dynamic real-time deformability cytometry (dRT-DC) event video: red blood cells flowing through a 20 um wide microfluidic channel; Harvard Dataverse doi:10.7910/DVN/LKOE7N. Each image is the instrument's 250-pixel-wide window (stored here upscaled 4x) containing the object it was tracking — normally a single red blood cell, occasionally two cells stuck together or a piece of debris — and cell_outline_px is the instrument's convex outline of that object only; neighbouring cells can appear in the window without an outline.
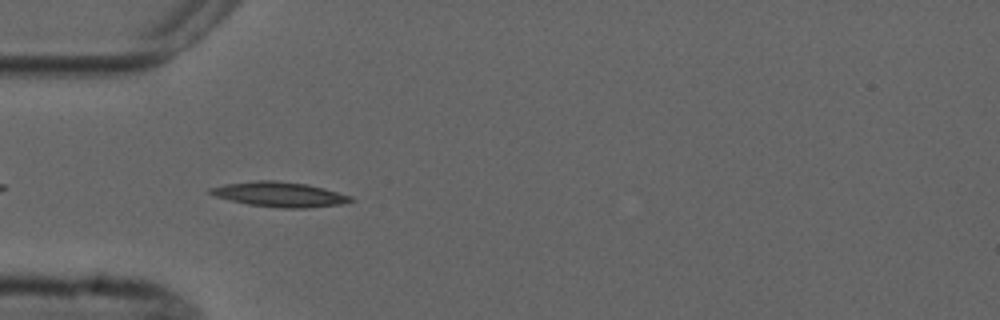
{"species": "common noctule bat (a hibernating species)", "species_latin": "Nyctalus noctula", "temperature_condition": "cold", "stored_images_in_passage": 5, "camera_frame_rate_fps": 3000, "um_per_image_px": 0.085, "animal": {"sex": "male", "forearm_length_mm": 52.5}, "frame": {"image": 1, "passage_image": 4, "time_ms": 3.333, "image_size_px": [1000, 320], "cell_outline_px": [[356, 200], [340, 204], [308, 208], [284, 208], [248, 204], [216, 196], [208, 192], [208, 188], [224, 184], [256, 180], [276, 180], [308, 184], [324, 188], [352, 196]], "centroid_in_image_um": [23.79, 16.51], "position_along_channel_um": 61.2, "area_um2": 20.35}}
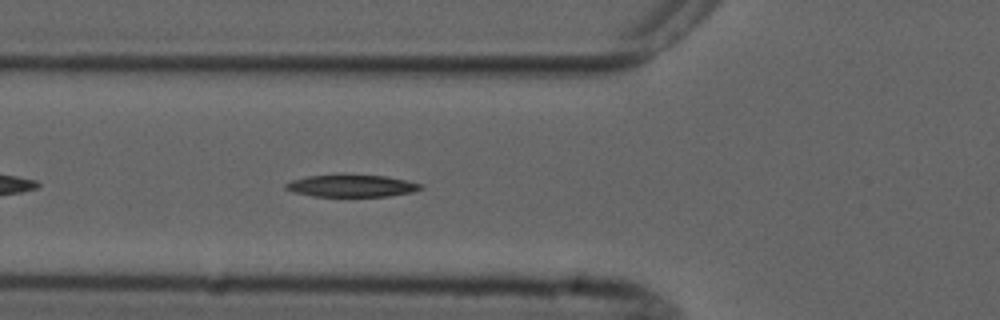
{"frame": {"image": 2, "passage_image": 5, "time_ms": 4.333, "image_size_px": [1000, 320], "cell_outline_px": [[424, 188], [412, 192], [388, 196], [312, 196], [292, 192], [284, 188], [284, 184], [292, 180], [308, 176], [340, 172], [388, 176], [424, 184]], "centroid_in_image_um": [29.88, 15.75], "position_along_channel_um": 95.9, "area_um2": 18.26}}